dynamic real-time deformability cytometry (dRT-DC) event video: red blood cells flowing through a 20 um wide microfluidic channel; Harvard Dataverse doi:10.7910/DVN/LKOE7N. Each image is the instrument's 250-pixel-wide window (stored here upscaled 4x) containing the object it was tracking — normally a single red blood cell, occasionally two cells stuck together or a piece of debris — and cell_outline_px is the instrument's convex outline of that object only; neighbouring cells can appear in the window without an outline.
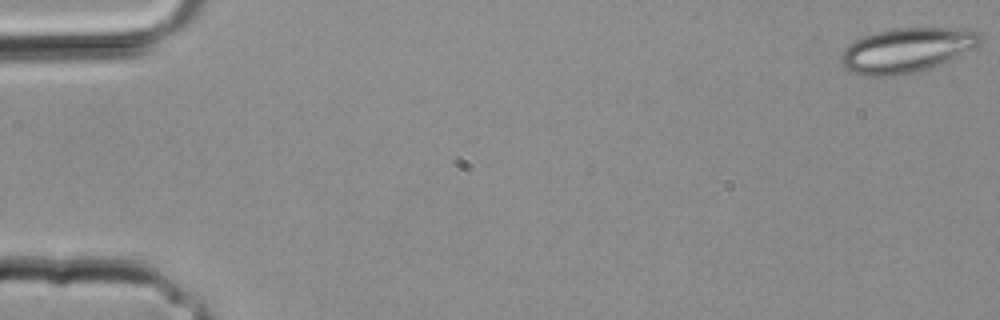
{"species": "common noctule bat (a hibernating species)", "species_latin": "Nyctalus noctula", "temperature_condition": "room temperature", "stored_images_in_passage": 14, "camera_frame_rate_fps": 3000, "um_per_image_px": 0.085, "animal": {"sex": "male", "body_mass_g": 20.4}, "frame": {"image": 1, "passage_image": 1, "time_ms": 0.0, "image_size_px": [1000, 320], "cell_outline_px": [[980, 44], [976, 48], [928, 68], [900, 76], [864, 76], [848, 72], [840, 60], [840, 56], [844, 48], [848, 44], [864, 36], [896, 28], [956, 28], [980, 32]], "centroid_in_image_um": [77.03, 4.28], "position_along_channel_um": 8.0, "area_um2": 35.95}}
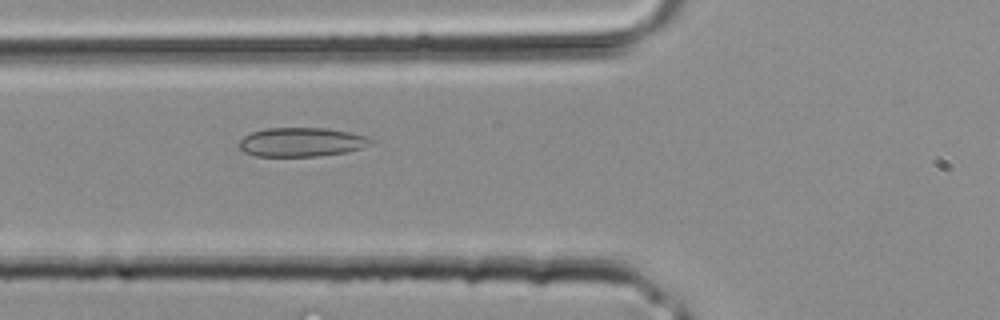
{"frame": {"image": 2, "passage_image": 13, "time_ms": 4.0, "image_size_px": [1000, 320], "cell_outline_px": [[372, 144], [360, 148], [344, 152], [316, 156], [256, 156], [244, 152], [236, 144], [244, 136], [252, 132], [268, 128], [328, 128], [348, 132], [364, 136], [372, 140]], "centroid_in_image_um": [25.57, 12.08], "position_along_channel_um": 100.2, "area_um2": 22.08}}